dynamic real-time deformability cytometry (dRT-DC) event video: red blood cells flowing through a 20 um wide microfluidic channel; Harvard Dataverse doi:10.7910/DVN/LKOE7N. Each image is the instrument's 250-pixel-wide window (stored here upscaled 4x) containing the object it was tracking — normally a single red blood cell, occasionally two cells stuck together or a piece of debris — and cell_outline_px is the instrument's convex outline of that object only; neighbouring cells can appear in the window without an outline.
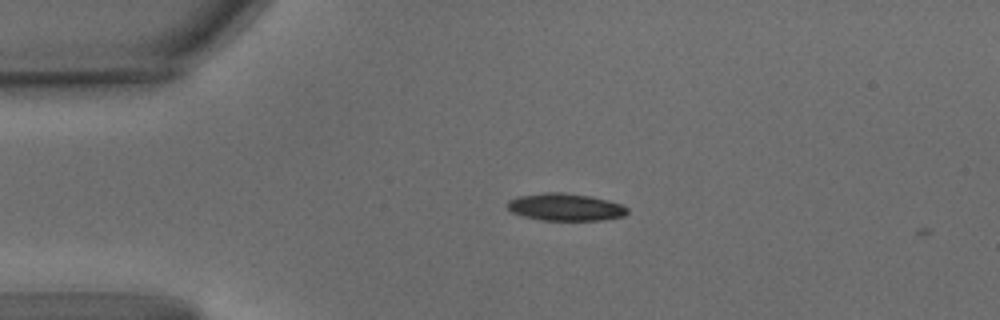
{"species": "common noctule bat (a hibernating species)", "species_latin": "Nyctalus noctula", "temperature_condition": "warm", "stored_images_in_passage": 3, "camera_frame_rate_fps": 3000, "um_per_image_px": 0.085, "animal": {"sex": "male", "body_mass_g": 15.6}, "frame": {"image": 1, "passage_image": 1, "time_ms": 0.0, "image_size_px": [1000, 320], "cell_outline_px": [[628, 212], [624, 216], [600, 220], [540, 220], [524, 216], [512, 212], [508, 208], [508, 200], [516, 196], [544, 192], [564, 192], [592, 196], [608, 200], [620, 204], [628, 208]], "centroid_in_image_um": [48.05, 17.59], "position_along_channel_um": 37.0, "area_um2": 19.19}}